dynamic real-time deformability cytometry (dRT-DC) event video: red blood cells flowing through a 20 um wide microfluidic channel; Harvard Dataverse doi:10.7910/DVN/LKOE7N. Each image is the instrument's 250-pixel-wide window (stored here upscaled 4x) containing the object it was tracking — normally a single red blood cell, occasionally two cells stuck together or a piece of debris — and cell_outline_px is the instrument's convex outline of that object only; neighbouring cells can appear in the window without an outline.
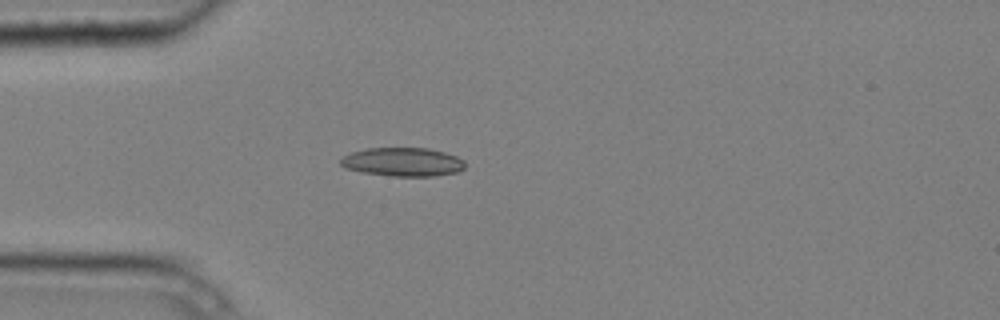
{"species": "common noctule bat (a hibernating species)", "species_latin": "Nyctalus noctula", "temperature_condition": "cold", "stored_images_in_passage": 6, "camera_frame_rate_fps": 3000, "um_per_image_px": 0.085, "animal": {"sex": "male", "body_mass_g": 20.4}, "frame": {"image": 1, "passage_image": 4, "time_ms": 1.0, "image_size_px": [1000, 320], "cell_outline_px": [[464, 168], [456, 172], [432, 176], [392, 176], [360, 172], [344, 168], [340, 164], [340, 160], [344, 156], [352, 152], [368, 148], [428, 148], [444, 152], [456, 156], [464, 160]], "centroid_in_image_um": [34.21, 13.77], "position_along_channel_um": 50.8, "area_um2": 20.75}}